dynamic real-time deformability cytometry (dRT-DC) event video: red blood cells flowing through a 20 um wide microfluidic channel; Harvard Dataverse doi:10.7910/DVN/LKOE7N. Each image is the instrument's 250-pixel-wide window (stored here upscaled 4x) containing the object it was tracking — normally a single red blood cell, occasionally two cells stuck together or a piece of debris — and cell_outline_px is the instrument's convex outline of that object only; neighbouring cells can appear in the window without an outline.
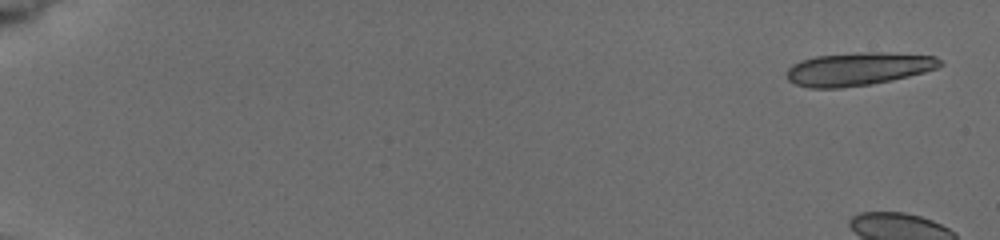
{"species": "common noctule bat (a hibernating species)", "species_latin": "Nyctalus noctula", "temperature_condition": "cold", "stored_images_in_passage": 6, "camera_frame_rate_fps": 3000, "um_per_image_px": 0.085, "animal": {"sex": "female", "body_mass_g": 19.5, "forearm_length_mm": 54.1}, "frame": {"image": 1, "passage_image": 1, "time_ms": 0.0, "image_size_px": [1000, 240], "cell_outline_px": [[944, 64], [936, 68], [924, 72], [892, 80], [868, 84], [840, 88], [812, 88], [796, 84], [788, 80], [788, 68], [792, 64], [800, 60], [816, 56], [868, 52], [884, 52], [936, 56]], "centroid_in_image_um": [72.96, 5.85], "position_along_channel_um": 12.0, "area_um2": 29.3}}